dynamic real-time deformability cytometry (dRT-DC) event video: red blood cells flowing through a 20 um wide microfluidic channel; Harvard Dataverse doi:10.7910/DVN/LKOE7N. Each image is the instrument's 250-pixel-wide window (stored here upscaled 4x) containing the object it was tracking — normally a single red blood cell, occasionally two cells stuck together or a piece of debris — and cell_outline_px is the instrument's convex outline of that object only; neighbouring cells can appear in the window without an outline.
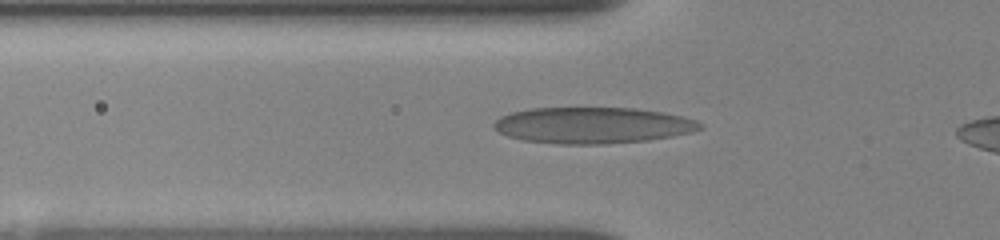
{"species": "human", "species_latin": "Homo sapiens", "temperature_condition": "room temperature", "stored_images_in_passage": 41, "camera_frame_rate_fps": 3000, "um_per_image_px": 0.085, "donor": {"sex": "female"}, "frame": {"image": 1, "passage_image": 9, "time_ms": 2.333, "image_size_px": [1000, 240], "cell_outline_px": [[704, 128], [692, 132], [672, 136], [648, 140], [604, 144], [560, 144], [524, 140], [508, 136], [492, 128], [492, 124], [500, 116], [512, 112], [532, 108], [636, 108], [664, 112], [696, 120], [704, 124]], "centroid_in_image_um": [50.39, 10.65], "position_along_channel_um": 75.4, "area_um2": 43.64}}
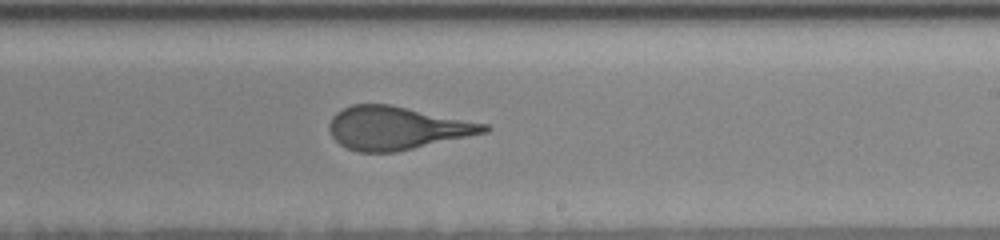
{"frame": {"image": 2, "passage_image": 26, "time_ms": 7.0, "image_size_px": [1000, 240], "cell_outline_px": [[492, 128], [488, 132], [396, 152], [360, 152], [348, 148], [340, 144], [332, 136], [328, 128], [328, 124], [332, 116], [336, 112], [352, 104], [392, 104], [488, 124]], "centroid_in_image_um": [33.73, 10.87], "position_along_channel_um": 255.3, "area_um2": 39.02}}
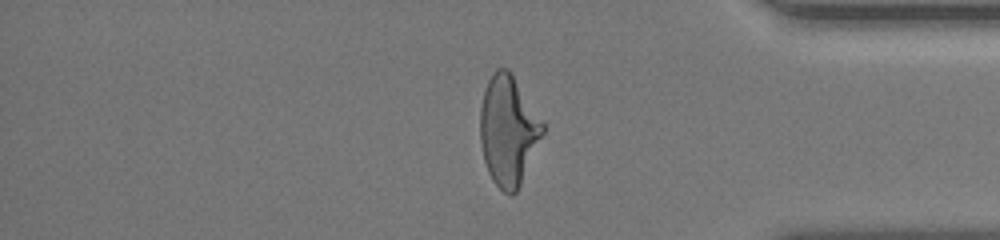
{"frame": {"image": 3, "passage_image": 39, "time_ms": 11.0, "image_size_px": [1000, 240], "cell_outline_px": [[544, 132], [520, 184], [516, 192], [512, 196], [504, 192], [492, 180], [488, 172], [484, 160], [480, 140], [480, 108], [484, 88], [492, 72], [496, 68], [508, 68], [512, 72], [544, 124]], "centroid_in_image_um": [43.18, 11.06], "position_along_channel_um": 392.0, "area_um2": 39.94}}